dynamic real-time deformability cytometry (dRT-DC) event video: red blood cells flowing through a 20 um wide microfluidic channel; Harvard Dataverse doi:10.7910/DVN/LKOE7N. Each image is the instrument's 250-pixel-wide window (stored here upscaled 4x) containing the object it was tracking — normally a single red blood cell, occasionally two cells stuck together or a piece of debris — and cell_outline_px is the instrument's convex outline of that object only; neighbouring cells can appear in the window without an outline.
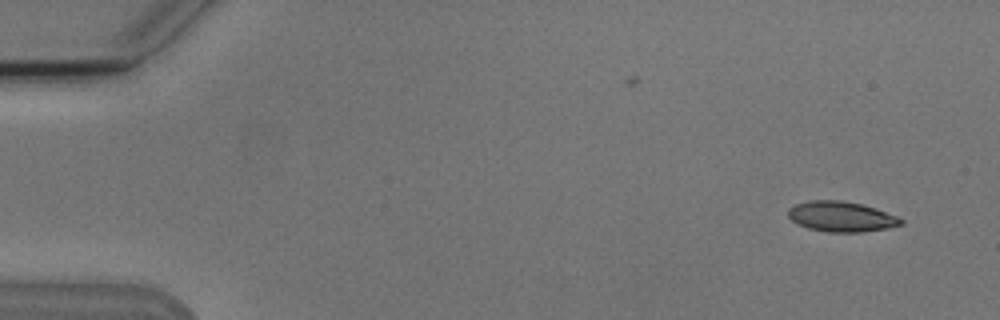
{"species": "Egyptian fruit bat (a non-hibernating species)", "species_latin": "Rousettus aegyptiacus", "temperature_condition": "cold", "stored_images_in_passage": 4, "camera_frame_rate_fps": 3000, "um_per_image_px": 0.085, "animal": {"sex": "male"}, "frame": {"image": 1, "passage_image": 1, "time_ms": 0.0, "image_size_px": [1000, 320], "cell_outline_px": [[904, 224], [884, 228], [860, 232], [828, 232], [808, 228], [792, 220], [788, 216], [788, 208], [796, 204], [812, 200], [840, 200], [860, 204], [876, 208], [896, 216], [904, 220]], "centroid_in_image_um": [71.5, 18.4], "position_along_channel_um": 13.5, "area_um2": 19.65}}
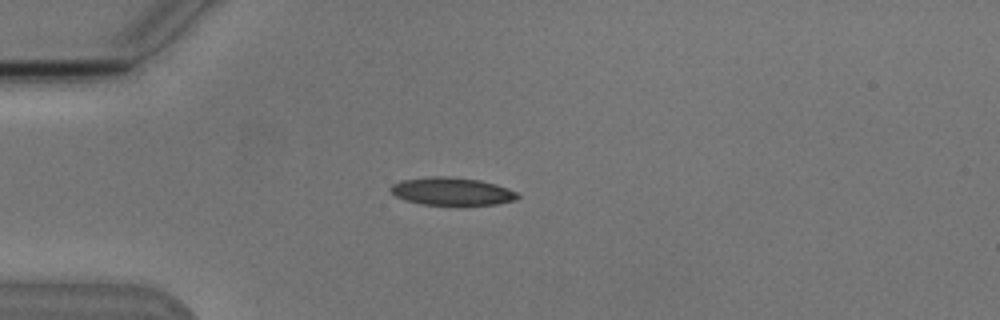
{"frame": {"image": 2, "passage_image": 4, "time_ms": 3.667, "image_size_px": [1000, 320], "cell_outline_px": [[520, 196], [516, 200], [496, 204], [464, 208], [460, 208], [420, 204], [404, 200], [396, 196], [388, 188], [392, 184], [400, 180], [432, 176], [452, 176], [480, 180], [496, 184], [508, 188], [516, 192]], "centroid_in_image_um": [38.42, 16.31], "position_along_channel_um": 46.6, "area_um2": 21.73}}